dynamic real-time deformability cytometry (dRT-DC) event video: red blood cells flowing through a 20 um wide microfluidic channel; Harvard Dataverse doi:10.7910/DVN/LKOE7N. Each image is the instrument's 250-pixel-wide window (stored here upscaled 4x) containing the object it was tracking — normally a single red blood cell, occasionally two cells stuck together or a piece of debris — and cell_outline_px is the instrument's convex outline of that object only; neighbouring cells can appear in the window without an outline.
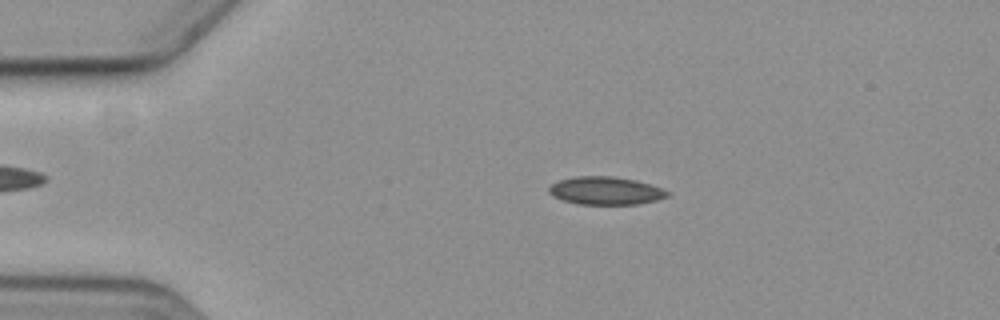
{"species": "common noctule bat (a hibernating species)", "species_latin": "Nyctalus noctula", "temperature_condition": "cold", "stored_images_in_passage": 7, "camera_frame_rate_fps": 3000, "um_per_image_px": 0.085, "animal": {"sex": "female", "body_mass_g": 19.3, "forearm_length_mm": 54.1}, "frame": {"image": 1, "passage_image": 3, "time_ms": 2.333, "image_size_px": [1000, 320], "cell_outline_px": [[668, 196], [656, 200], [636, 204], [580, 204], [564, 200], [548, 192], [548, 188], [552, 184], [560, 180], [576, 176], [612, 176], [636, 180], [660, 188], [668, 192]], "centroid_in_image_um": [51.46, 16.2], "position_along_channel_um": 33.5, "area_um2": 18.9}}
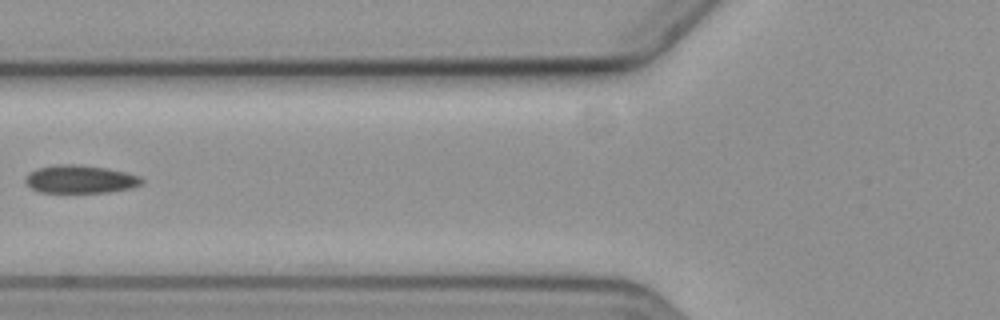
{"frame": {"image": 2, "passage_image": 6, "time_ms": 6.0, "image_size_px": [1000, 320], "cell_outline_px": [[144, 180], [140, 184], [128, 188], [108, 192], [40, 192], [32, 188], [24, 180], [24, 176], [40, 168], [60, 164], [76, 164], [108, 168], [140, 176]], "centroid_in_image_um": [6.82, 15.23], "position_along_channel_um": 119.0, "area_um2": 18.67}}